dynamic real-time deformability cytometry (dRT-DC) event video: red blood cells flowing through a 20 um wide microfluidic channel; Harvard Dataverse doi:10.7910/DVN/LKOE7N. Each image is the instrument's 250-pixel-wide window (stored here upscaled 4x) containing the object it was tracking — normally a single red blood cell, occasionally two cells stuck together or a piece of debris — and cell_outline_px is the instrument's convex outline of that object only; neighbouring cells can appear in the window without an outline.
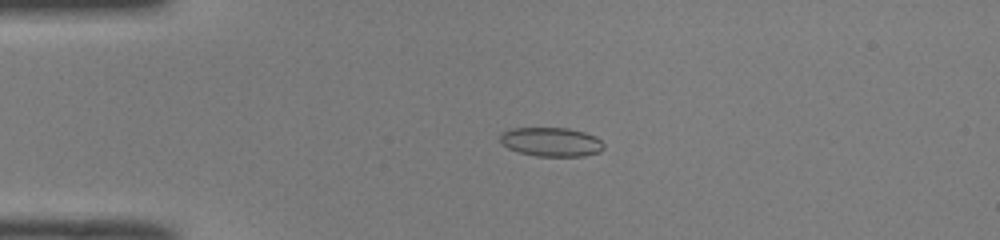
{"species": "common noctule bat (a hibernating species)", "species_latin": "Nyctalus noctula", "temperature_condition": "room temperature", "stored_images_in_passage": 49, "camera_frame_rate_fps": 3000, "um_per_image_px": 0.085, "animal": {"sex": "male", "body_mass_g": 19.0, "forearm_length_mm": 50.8}, "frame": {"image": 1, "passage_image": 10, "time_ms": 3.0, "image_size_px": [1000, 240], "cell_outline_px": [[604, 148], [600, 152], [584, 156], [536, 156], [520, 152], [508, 148], [500, 140], [500, 136], [504, 132], [512, 128], [568, 128], [584, 132], [596, 136], [604, 144]], "centroid_in_image_um": [46.9, 12.06], "position_along_channel_um": 38.1, "area_um2": 17.46}}
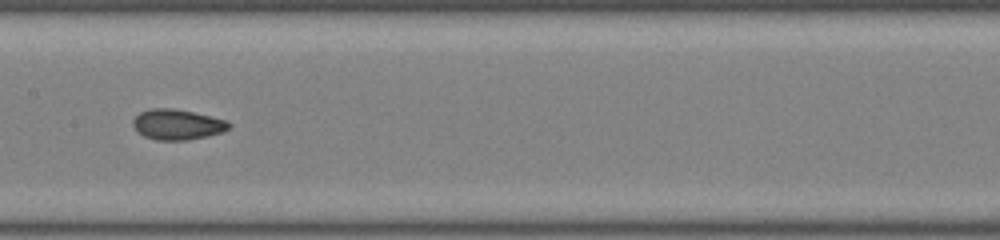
{"frame": {"image": 2, "passage_image": 24, "time_ms": 7.667, "image_size_px": [1000, 240], "cell_outline_px": [[232, 124], [224, 132], [208, 136], [188, 140], [156, 140], [144, 136], [132, 124], [132, 120], [140, 112], [152, 108], [172, 108], [192, 112], [228, 120]], "centroid_in_image_um": [15.1, 10.58], "position_along_channel_um": 192.3, "area_um2": 16.99}}
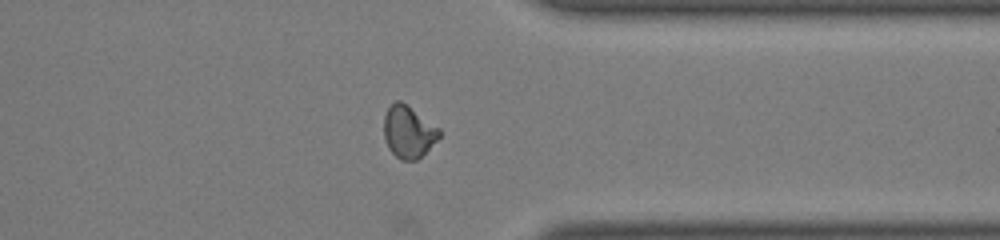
{"frame": {"image": 3, "passage_image": 38, "time_ms": 12.333, "image_size_px": [1000, 240], "cell_outline_px": [[440, 136], [416, 160], [400, 160], [388, 148], [384, 136], [384, 116], [388, 108], [396, 100], [400, 100], [440, 128]], "centroid_in_image_um": [34.7, 11.19], "position_along_channel_um": 376.7, "area_um2": 16.53}, "authors_computed_cell_mechanics": {"area_um2": 16.9932, "velocity_mm_per_s": 4.0366, "shape_relaxation_time_tau1_ms": 10.1514, "shape_relaxation_time_tau2_ms": 1.4196, "deformation_change_tau1": 0.2164, "deformation_change_tau2": 0.0565}}